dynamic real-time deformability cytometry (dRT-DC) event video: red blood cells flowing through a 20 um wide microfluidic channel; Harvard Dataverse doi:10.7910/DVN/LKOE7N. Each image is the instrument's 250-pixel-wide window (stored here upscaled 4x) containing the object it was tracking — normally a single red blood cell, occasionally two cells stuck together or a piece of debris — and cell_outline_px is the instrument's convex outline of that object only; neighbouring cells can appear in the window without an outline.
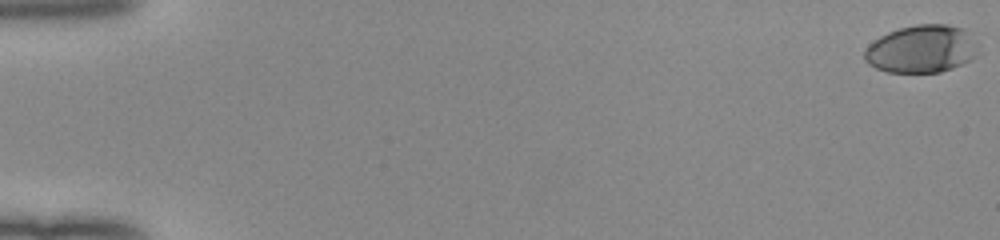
{"species": "human", "species_latin": "Homo sapiens", "temperature_condition": "room temperature", "stored_images_in_passage": 53, "camera_frame_rate_fps": 3000, "um_per_image_px": 0.085, "donor": {"sex": "female"}, "frame": {"image": 1, "passage_image": 1, "time_ms": 0.0, "image_size_px": [1000, 240], "cell_outline_px": [[980, 56], [952, 68], [940, 72], [888, 72], [876, 68], [868, 64], [864, 60], [864, 52], [868, 44], [880, 36], [888, 32], [900, 28], [916, 24], [948, 24], [964, 28], [980, 52]], "centroid_in_image_um": [78.33, 4.16], "position_along_channel_um": 6.7, "area_um2": 31.73}}
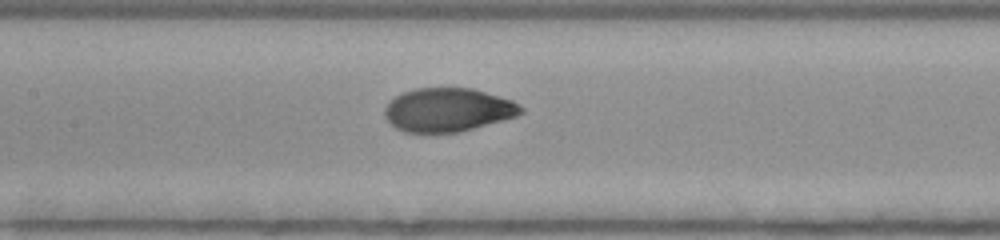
{"frame": {"image": 2, "passage_image": 27, "time_ms": 8.667, "image_size_px": [1000, 240], "cell_outline_px": [[524, 112], [516, 116], [460, 132], [404, 132], [396, 128], [384, 116], [384, 108], [396, 96], [404, 92], [416, 88], [472, 88], [512, 100], [524, 108]], "centroid_in_image_um": [38.08, 9.34], "position_along_channel_um": 169.3, "area_um2": 34.39}}
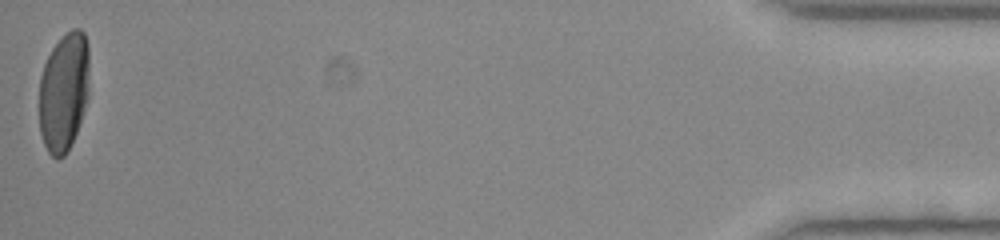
{"frame": {"image": 3, "passage_image": 53, "time_ms": 17.333, "image_size_px": [1000, 240], "cell_outline_px": [[88, 96], [76, 132], [64, 156], [56, 160], [48, 152], [44, 144], [40, 132], [40, 76], [44, 64], [52, 48], [72, 28], [80, 28], [84, 32], [88, 44]], "centroid_in_image_um": [5.42, 7.8], "position_along_channel_um": 429.8, "area_um2": 34.45}, "authors_computed_cell_mechanics": {"area_um2": 34.6222, "velocity_mm_per_s": 4.0111, "shape_relaxation_time_tau1_ms": 3.7702, "shape_relaxation_time_tau2_ms": null, "deformation_change_tau1": 0.1865, "deformation_change_tau2": null}}